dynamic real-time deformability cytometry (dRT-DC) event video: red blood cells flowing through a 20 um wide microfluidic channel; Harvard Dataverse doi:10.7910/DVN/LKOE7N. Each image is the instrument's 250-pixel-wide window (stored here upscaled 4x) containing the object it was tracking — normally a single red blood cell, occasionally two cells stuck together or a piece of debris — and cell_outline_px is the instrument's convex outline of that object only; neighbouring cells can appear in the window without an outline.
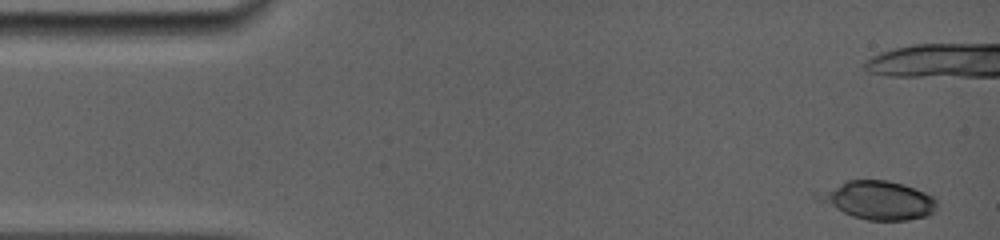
{"species": "common noctule bat (a hibernating species)", "species_latin": "Nyctalus noctula", "temperature_condition": "room temperature", "stored_images_in_passage": 26, "camera_frame_rate_fps": 5000, "um_per_image_px": 0.085, "animal": {"sex": "female", "body_mass_g": 19.0, "forearm_length_mm": 56.7}, "frame": {"image": 1, "passage_image": 1, "time_ms": 0.0, "image_size_px": [1000, 240], "cell_outline_px": [[936, 208], [932, 212], [924, 216], [908, 220], [868, 220], [852, 216], [812, 196], [812, 192], [848, 180], [888, 180], [904, 184], [924, 192], [932, 196], [936, 200]], "centroid_in_image_um": [74.6, 16.99], "position_along_channel_um": 10.4, "area_um2": 26.41}}
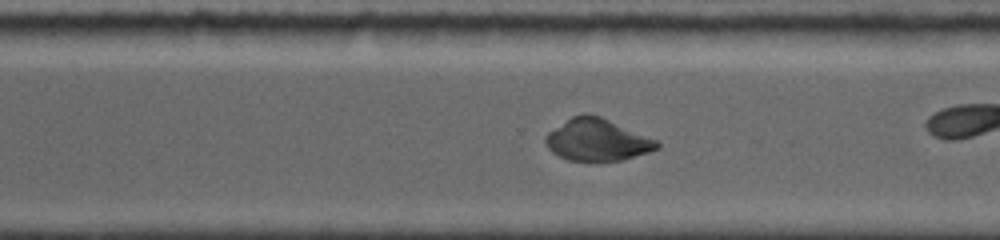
{"frame": {"image": 2, "passage_image": 22, "time_ms": 10.8, "image_size_px": [1000, 240], "cell_outline_px": [[660, 148], [624, 160], [568, 160], [552, 152], [548, 148], [544, 140], [544, 136], [548, 132], [572, 116], [584, 112], [588, 112], [600, 116], [656, 140], [660, 144]], "centroid_in_image_um": [50.74, 11.87], "position_along_channel_um": 319.9, "area_um2": 27.05}}